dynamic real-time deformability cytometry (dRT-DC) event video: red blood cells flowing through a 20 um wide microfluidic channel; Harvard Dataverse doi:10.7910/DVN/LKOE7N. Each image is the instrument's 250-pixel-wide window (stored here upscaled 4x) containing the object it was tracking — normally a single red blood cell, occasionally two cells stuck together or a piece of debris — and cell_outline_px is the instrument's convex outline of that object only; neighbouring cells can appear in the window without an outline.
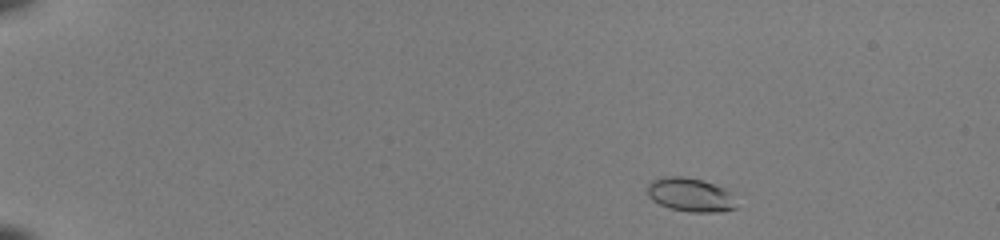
{"species": "common noctule bat (a hibernating species)", "species_latin": "Nyctalus noctula", "temperature_condition": "room temperature", "stored_images_in_passage": 48, "camera_frame_rate_fps": 3000, "um_per_image_px": 0.085, "animal": {"sex": "female", "body_mass_g": 22.0, "forearm_length_mm": 56.7}, "frame": {"image": 1, "passage_image": 5, "time_ms": 1.333, "image_size_px": [1000, 240], "cell_outline_px": [[740, 208], [720, 212], [688, 212], [668, 208], [652, 200], [648, 196], [648, 184], [652, 180], [664, 176], [684, 176], [700, 180], [724, 188], [732, 192]], "centroid_in_image_um": [58.73, 16.58], "position_along_channel_um": 26.3, "area_um2": 17.86}}
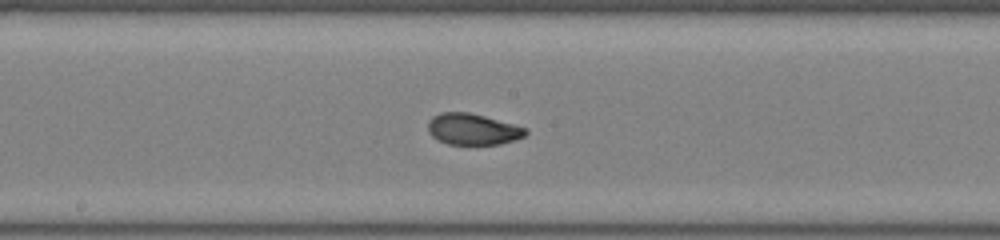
{"frame": {"image": 2, "passage_image": 27, "time_ms": 8.667, "image_size_px": [1000, 240], "cell_outline_px": [[528, 132], [524, 136], [516, 140], [500, 144], [476, 148], [448, 144], [436, 140], [428, 132], [428, 120], [432, 116], [440, 112], [468, 112], [484, 116], [512, 124], [524, 128]], "centroid_in_image_um": [40.14, 11.04], "position_along_channel_um": 208.1, "area_um2": 18.5}}
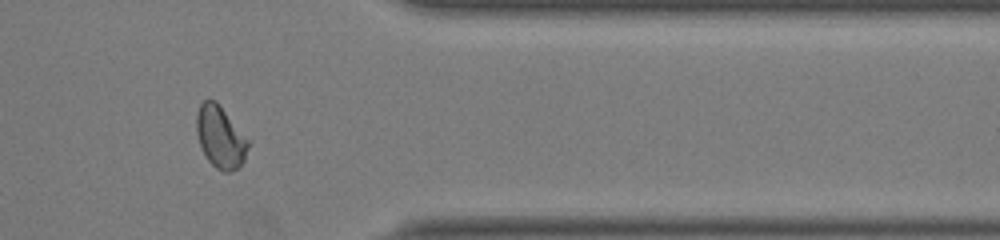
{"frame": {"image": 3, "passage_image": 41, "time_ms": 13.333, "image_size_px": [1000, 240], "cell_outline_px": [[248, 144], [244, 160], [236, 168], [228, 172], [224, 172], [216, 168], [208, 160], [200, 144], [196, 132], [196, 116], [200, 104], [204, 100], [216, 100], [248, 140]], "centroid_in_image_um": [18.7, 11.63], "position_along_channel_um": 392.7, "area_um2": 18.21}, "authors_computed_cell_mechanics": {"area_um2": 17.6868, "velocity_mm_per_s": 4.1006, "shape_relaxation_time_tau1_ms": 5.2082, "shape_relaxation_time_tau2_ms": 0.9946, "deformation_change_tau1": 0.1761, "deformation_change_tau2": 0.0515}}